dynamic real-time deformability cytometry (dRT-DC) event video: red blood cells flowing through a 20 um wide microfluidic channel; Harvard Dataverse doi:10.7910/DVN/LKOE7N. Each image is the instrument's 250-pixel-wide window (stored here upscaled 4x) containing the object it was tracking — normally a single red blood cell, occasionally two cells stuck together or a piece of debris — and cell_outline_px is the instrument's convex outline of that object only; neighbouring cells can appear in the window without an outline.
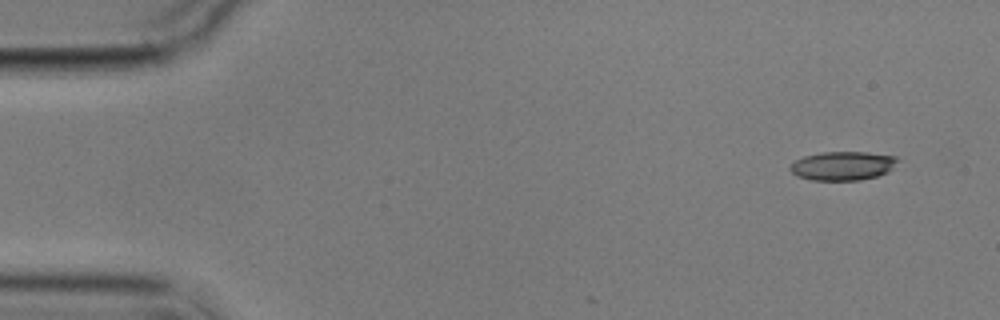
{"species": "common noctule bat (a hibernating species)", "species_latin": "Nyctalus noctula", "temperature_condition": "cold", "stored_images_in_passage": 4, "camera_frame_rate_fps": 3000, "um_per_image_px": 0.085, "animal": {"sex": "male", "body_mass_g": 17.9}, "frame": {"image": 1, "passage_image": 1, "time_ms": 0.0, "image_size_px": [1000, 320], "cell_outline_px": [[900, 160], [888, 172], [876, 176], [860, 180], [812, 180], [796, 176], [788, 168], [796, 160], [804, 156], [820, 152], [868, 152], [896, 156]], "centroid_in_image_um": [71.64, 14.09], "position_along_channel_um": 13.4, "area_um2": 18.15}}
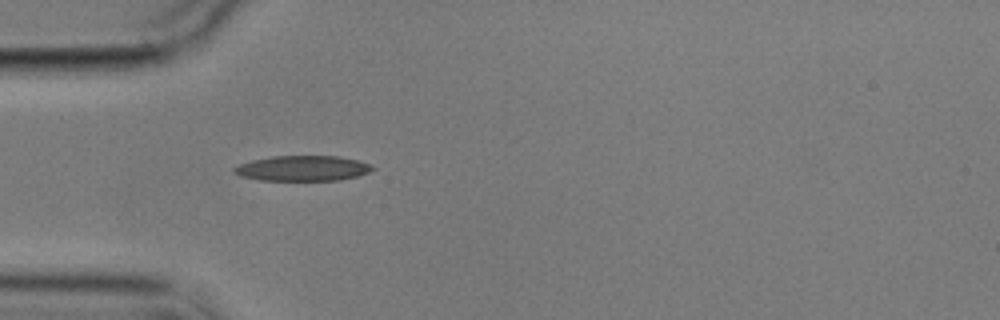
{"frame": {"image": 2, "passage_image": 4, "time_ms": 4.333, "image_size_px": [1000, 320], "cell_outline_px": [[376, 168], [368, 172], [356, 176], [340, 180], [260, 180], [240, 176], [232, 172], [232, 168], [240, 164], [252, 160], [272, 156], [340, 156], [372, 164]], "centroid_in_image_um": [25.71, 14.3], "position_along_channel_um": 59.3, "area_um2": 20.4}}